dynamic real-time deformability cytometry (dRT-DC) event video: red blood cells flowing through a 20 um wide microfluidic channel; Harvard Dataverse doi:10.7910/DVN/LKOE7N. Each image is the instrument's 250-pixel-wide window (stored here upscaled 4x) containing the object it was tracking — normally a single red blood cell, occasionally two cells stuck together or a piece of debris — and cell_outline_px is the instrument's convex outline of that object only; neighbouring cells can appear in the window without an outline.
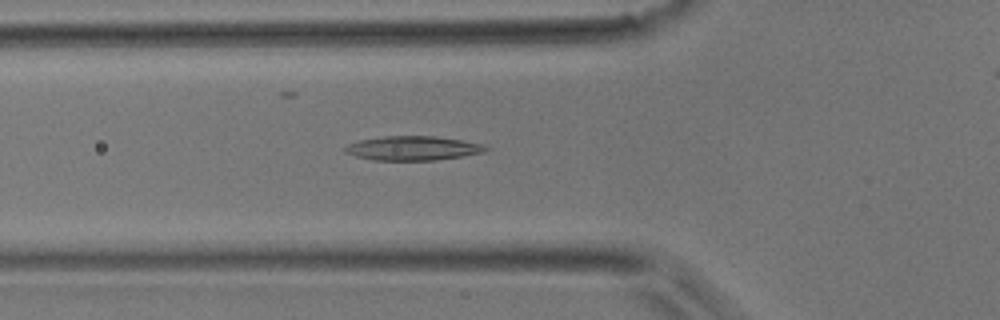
{"species": "common noctule bat (a hibernating species)", "species_latin": "Nyctalus noctula", "temperature_condition": "room temperature", "stored_images_in_passage": 44, "camera_frame_rate_fps": 3000, "um_per_image_px": 0.085, "animal": {"sex": "male", "body_mass_g": 17.9}, "frame": {"image": 1, "passage_image": 14, "time_ms": 4.333, "image_size_px": [1000, 320], "cell_outline_px": [[492, 148], [484, 152], [464, 156], [436, 160], [372, 160], [356, 156], [344, 152], [344, 148], [348, 144], [360, 140], [384, 136], [436, 136], [484, 144]], "centroid_in_image_um": [35.13, 12.6], "position_along_channel_um": 90.7, "area_um2": 19.94}}
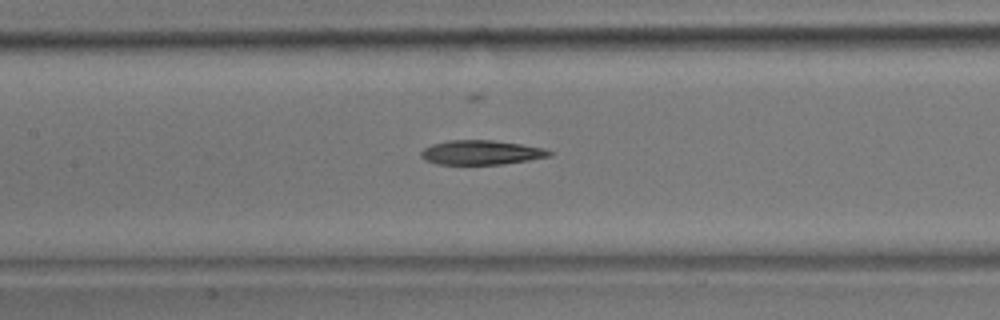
{"frame": {"image": 2, "passage_image": 19, "time_ms": 6.0, "image_size_px": [1000, 320], "cell_outline_px": [[552, 156], [504, 164], [440, 164], [424, 160], [420, 156], [420, 152], [424, 148], [432, 144], [448, 140], [492, 140], [520, 144], [544, 148], [552, 152]], "centroid_in_image_um": [40.89, 12.96], "position_along_channel_um": 166.5, "area_um2": 18.21}}
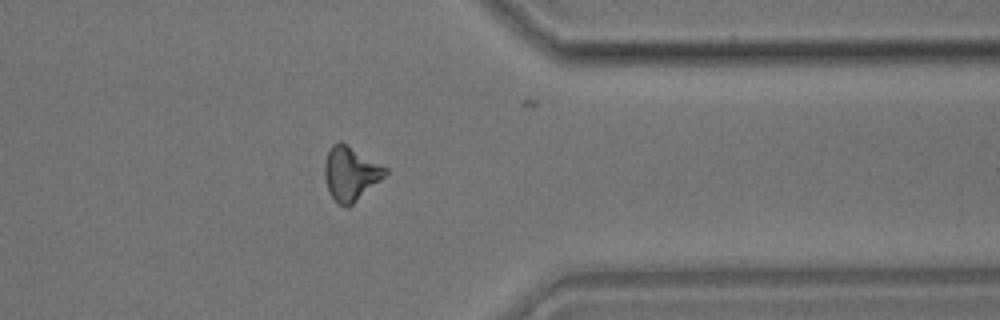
{"frame": {"image": 3, "passage_image": 34, "time_ms": 11.0, "image_size_px": [1000, 320], "cell_outline_px": [[388, 172], [380, 180], [348, 208], [340, 204], [328, 192], [324, 176], [324, 164], [328, 148], [332, 144], [340, 140], [388, 168]], "centroid_in_image_um": [29.77, 14.72], "position_along_channel_um": 381.6, "area_um2": 19.07}}